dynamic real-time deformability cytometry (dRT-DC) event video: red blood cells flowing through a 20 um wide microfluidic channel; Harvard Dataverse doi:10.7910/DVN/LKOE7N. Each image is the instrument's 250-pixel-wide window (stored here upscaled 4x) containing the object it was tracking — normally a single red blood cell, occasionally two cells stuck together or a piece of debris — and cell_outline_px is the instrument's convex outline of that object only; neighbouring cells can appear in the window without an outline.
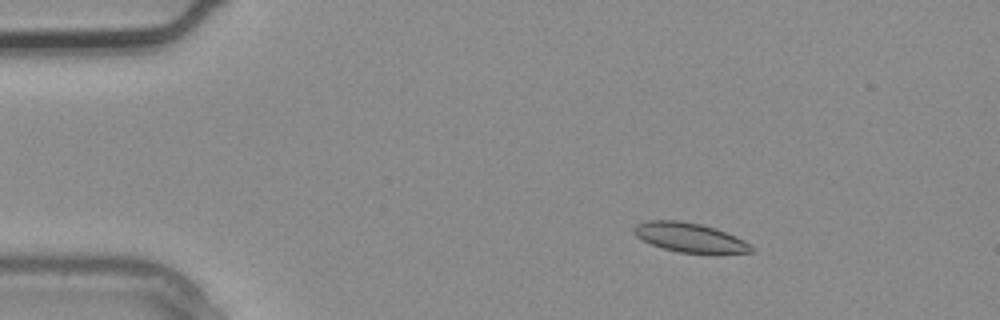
{"species": "common noctule bat (a hibernating species)", "species_latin": "Nyctalus noctula", "temperature_condition": "warm", "stored_images_in_passage": 3, "camera_frame_rate_fps": 3000, "um_per_image_px": 0.085, "animal": {"sex": "male", "body_mass_g": 20.4}, "frame": {"image": 1, "passage_image": 1, "time_ms": 0.0, "image_size_px": [1000, 320], "cell_outline_px": [[756, 252], [716, 256], [712, 256], [676, 252], [652, 244], [636, 236], [632, 232], [632, 228], [636, 224], [648, 220], [680, 220], [700, 224], [716, 228], [736, 236], [744, 240], [756, 248]], "centroid_in_image_um": [58.74, 20.24], "position_along_channel_um": 26.3, "area_um2": 21.1}}